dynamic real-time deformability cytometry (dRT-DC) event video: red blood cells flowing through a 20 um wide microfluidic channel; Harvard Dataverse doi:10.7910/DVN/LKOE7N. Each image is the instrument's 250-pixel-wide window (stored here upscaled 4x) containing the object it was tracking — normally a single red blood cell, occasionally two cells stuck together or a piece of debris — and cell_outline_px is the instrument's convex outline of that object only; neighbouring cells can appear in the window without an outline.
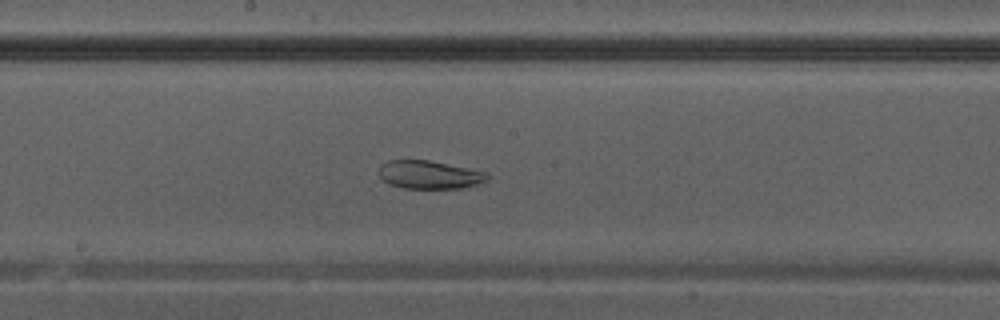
{"species": "Egyptian fruit bat (a non-hibernating species)", "species_latin": "Rousettus aegyptiacus", "temperature_condition": "warm", "stored_images_in_passage": 37, "camera_frame_rate_fps": 3000, "um_per_image_px": 0.085, "animal": {"sex": "male"}, "frame": {"image": 1, "passage_image": 18, "time_ms": 5.667, "image_size_px": [1000, 320], "cell_outline_px": [[488, 180], [476, 184], [460, 188], [404, 188], [388, 184], [380, 176], [380, 164], [388, 160], [428, 160], [488, 172]], "centroid_in_image_um": [36.49, 14.85], "position_along_channel_um": 211.7, "area_um2": 17.69}}
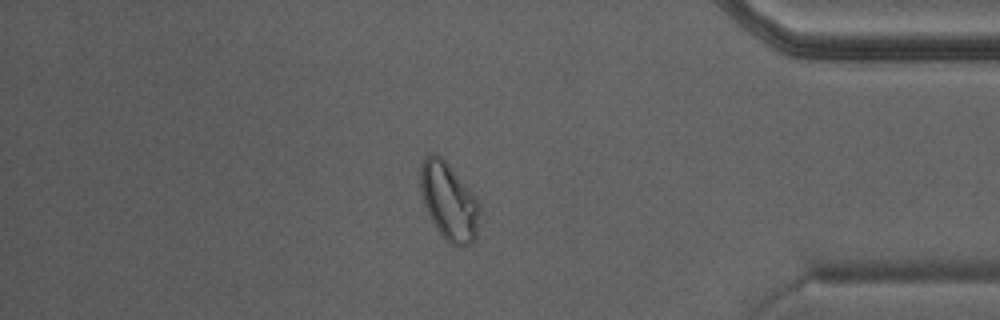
{"frame": {"image": 2, "passage_image": 31, "time_ms": 10.0, "image_size_px": [1000, 320], "cell_outline_px": [[480, 212], [476, 240], [472, 244], [448, 244], [444, 240], [436, 228], [424, 204], [420, 192], [420, 164], [424, 156], [428, 152], [436, 152], [448, 164], [476, 196], [480, 204]], "centroid_in_image_um": [38.15, 17.09], "position_along_channel_um": 397.1, "area_um2": 27.05}}
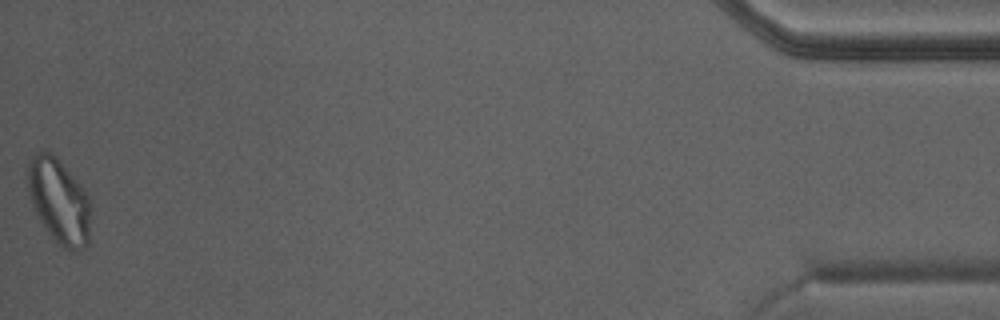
{"frame": {"image": 3, "passage_image": 37, "time_ms": 12.0, "image_size_px": [1000, 320], "cell_outline_px": [[88, 244], [80, 252], [72, 252], [60, 248], [48, 236], [40, 224], [32, 204], [28, 188], [28, 164], [32, 156], [36, 152], [48, 152], [56, 156], [84, 188], [88, 196]], "centroid_in_image_um": [4.99, 17.16], "position_along_channel_um": 430.2, "area_um2": 31.39}}